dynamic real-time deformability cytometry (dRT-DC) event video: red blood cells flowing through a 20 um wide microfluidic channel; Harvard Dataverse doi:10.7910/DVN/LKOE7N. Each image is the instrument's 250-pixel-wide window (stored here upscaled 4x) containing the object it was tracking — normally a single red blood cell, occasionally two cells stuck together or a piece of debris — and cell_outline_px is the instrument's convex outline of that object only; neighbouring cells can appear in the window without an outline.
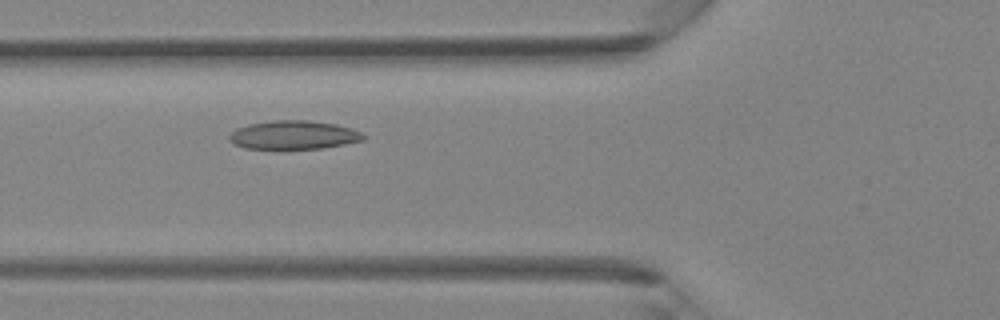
{"species": "Egyptian fruit bat (a non-hibernating species)", "species_latin": "Rousettus aegyptiacus", "temperature_condition": "room temperature", "stored_images_in_passage": 31, "camera_frame_rate_fps": 3000, "um_per_image_px": 0.085, "animal": {"sex": "female"}, "frame": {"image": 1, "passage_image": 8, "time_ms": 2.333, "image_size_px": [1000, 320], "cell_outline_px": [[364, 140], [344, 144], [320, 148], [244, 148], [228, 140], [228, 136], [236, 128], [248, 124], [272, 120], [308, 120], [336, 124], [360, 132], [364, 136]], "centroid_in_image_um": [24.92, 11.46], "position_along_channel_um": 100.9, "area_um2": 22.08}}
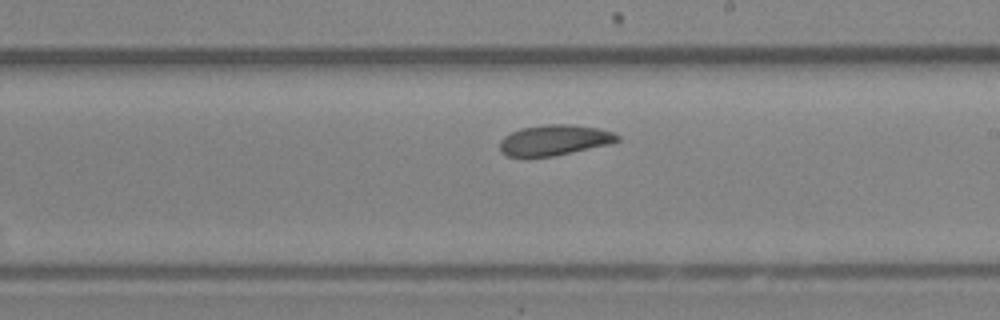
{"frame": {"image": 2, "passage_image": 17, "time_ms": 5.333, "image_size_px": [1000, 320], "cell_outline_px": [[620, 140], [608, 144], [552, 156], [508, 156], [500, 152], [500, 140], [504, 136], [520, 128], [544, 124], [572, 124], [596, 128], [612, 132], [620, 136]], "centroid_in_image_um": [47.09, 11.89], "position_along_channel_um": 241.9, "area_um2": 20.69}}
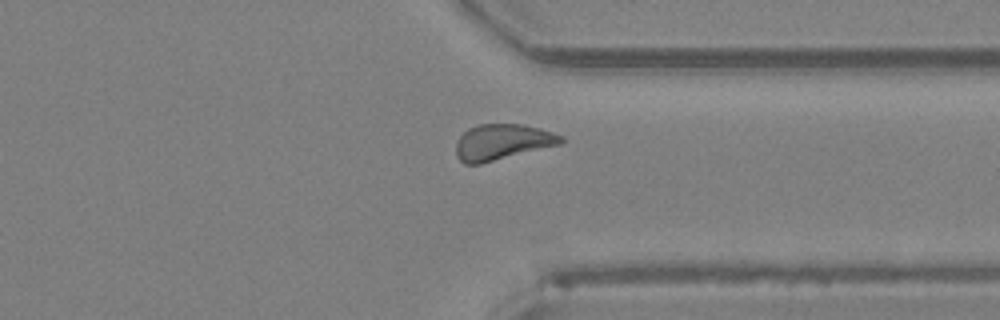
{"frame": {"image": 3, "passage_image": 25, "time_ms": 8.0, "image_size_px": [1000, 320], "cell_outline_px": [[564, 140], [560, 144], [480, 164], [464, 164], [456, 156], [456, 144], [460, 136], [468, 128], [476, 124], [524, 124], [540, 128], [564, 136]], "centroid_in_image_um": [42.68, 12.06], "position_along_channel_um": 368.7, "area_um2": 21.91}}